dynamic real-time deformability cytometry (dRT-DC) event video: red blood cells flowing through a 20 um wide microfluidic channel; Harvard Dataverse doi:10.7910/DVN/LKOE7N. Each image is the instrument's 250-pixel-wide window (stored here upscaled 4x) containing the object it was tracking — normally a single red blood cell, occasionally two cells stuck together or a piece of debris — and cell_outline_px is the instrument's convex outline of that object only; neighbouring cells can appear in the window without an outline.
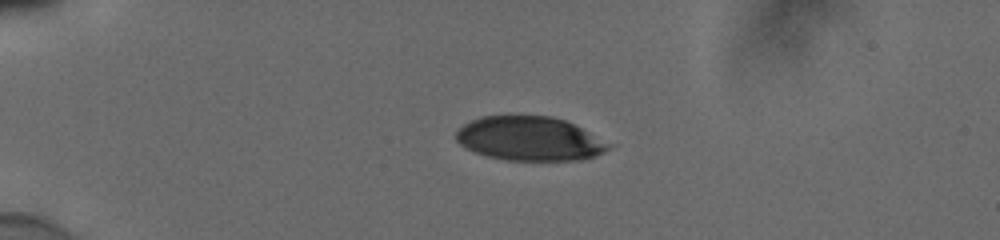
{"species": "human", "species_latin": "Homo sapiens", "temperature_condition": "cold", "stored_images_in_passage": 42, "camera_frame_rate_fps": 3000, "um_per_image_px": 0.085, "donor": {"sex": "male"}, "frame": {"image": 1, "passage_image": 1, "time_ms": 0.0, "image_size_px": [1000, 240], "cell_outline_px": [[616, 144], [612, 148], [596, 156], [584, 160], [508, 160], [488, 156], [476, 152], [460, 144], [456, 140], [456, 132], [464, 124], [480, 116], [552, 116], [564, 120]], "centroid_in_image_um": [45.1, 11.79], "position_along_channel_um": 39.9, "area_um2": 39.3}}
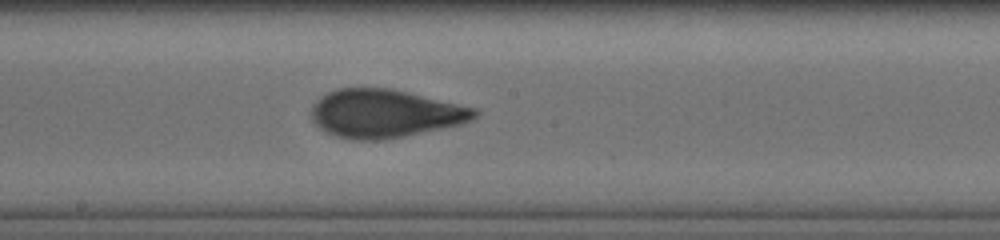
{"frame": {"image": 2, "passage_image": 19, "time_ms": 6.0, "image_size_px": [1000, 240], "cell_outline_px": [[480, 112], [472, 120], [460, 124], [380, 140], [352, 140], [328, 132], [320, 128], [312, 120], [312, 104], [320, 96], [336, 88], [388, 88], [408, 92], [476, 108]], "centroid_in_image_um": [32.69, 9.63], "position_along_channel_um": 215.5, "area_um2": 45.37}}
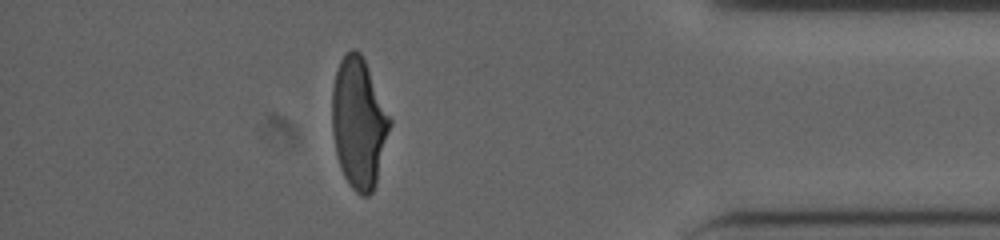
{"frame": {"image": 3, "passage_image": 36, "time_ms": 11.667, "image_size_px": [1000, 240], "cell_outline_px": [[392, 124], [376, 184], [372, 192], [368, 196], [360, 196], [348, 184], [340, 168], [336, 152], [332, 132], [332, 88], [336, 72], [340, 60], [352, 48], [356, 48], [360, 52], [364, 60], [392, 120]], "centroid_in_image_um": [30.5, 10.49], "position_along_channel_um": 404.7, "area_um2": 43.99}, "authors_computed_cell_mechanics": {"area_um2": 44.6505, "velocity_mm_per_s": 3.866, "shape_relaxation_time_tau1_ms": 5.4314, "shape_relaxation_time_tau2_ms": 0.8754, "deformation_change_tau1": 0.2053, "deformation_change_tau2": 0.0731}}